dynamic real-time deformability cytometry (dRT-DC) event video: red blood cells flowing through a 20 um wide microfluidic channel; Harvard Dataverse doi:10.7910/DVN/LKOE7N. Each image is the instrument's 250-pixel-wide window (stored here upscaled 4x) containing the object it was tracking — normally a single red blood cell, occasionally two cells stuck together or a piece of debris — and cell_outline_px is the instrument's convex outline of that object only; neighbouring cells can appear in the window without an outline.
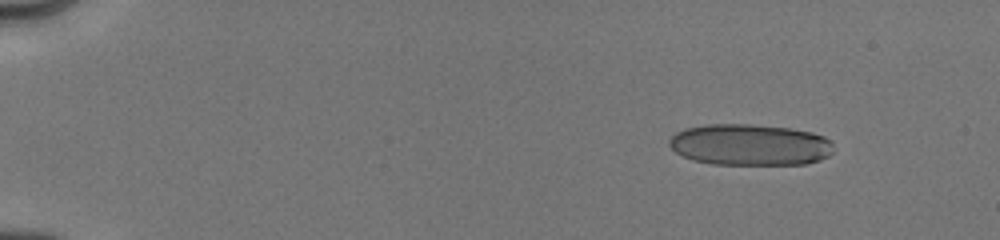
{"species": "human", "species_latin": "Homo sapiens", "temperature_condition": "cold", "stored_images_in_passage": 7, "camera_frame_rate_fps": 3000, "um_per_image_px": 0.085, "donor": {"sex": "male"}, "frame": {"image": 1, "passage_image": 1, "time_ms": 0.0, "image_size_px": [1000, 240], "cell_outline_px": [[832, 152], [828, 156], [820, 160], [808, 164], [712, 164], [692, 160], [676, 152], [668, 144], [668, 140], [676, 132], [684, 128], [704, 124], [752, 124], [792, 128], [812, 132], [824, 136], [832, 144]], "centroid_in_image_um": [63.73, 12.3], "position_along_channel_um": 21.3, "area_um2": 39.88}}
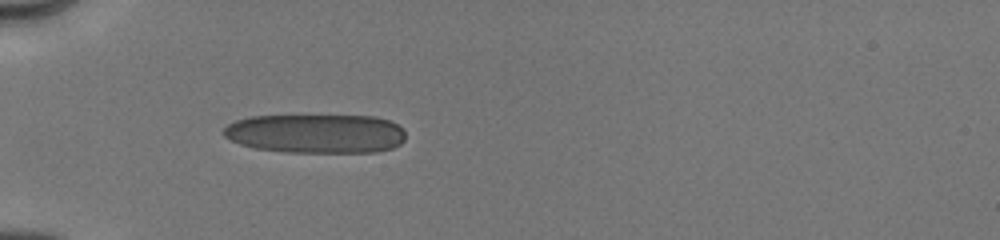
{"frame": {"image": 2, "passage_image": 5, "time_ms": 3.667, "image_size_px": [1000, 240], "cell_outline_px": [[404, 140], [400, 144], [392, 148], [376, 152], [288, 152], [256, 148], [240, 144], [224, 136], [220, 132], [228, 124], [236, 120], [248, 116], [376, 116], [388, 120], [404, 128]], "centroid_in_image_um": [26.85, 11.35], "position_along_channel_um": 58.1, "area_um2": 41.62}}
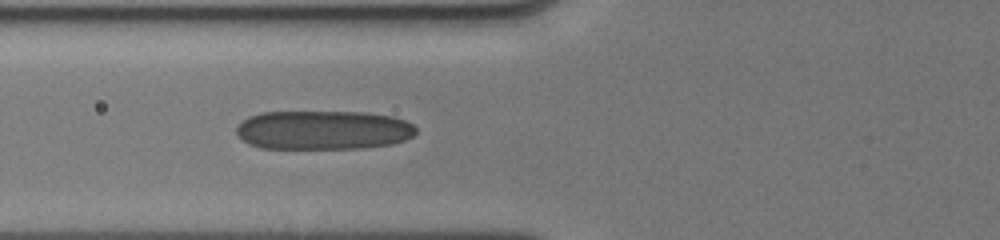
{"frame": {"image": 3, "passage_image": 7, "time_ms": 5.0, "image_size_px": [1000, 240], "cell_outline_px": [[416, 132], [412, 136], [404, 140], [392, 144], [364, 148], [260, 148], [248, 144], [236, 132], [236, 128], [248, 116], [260, 112], [364, 112], [392, 116], [404, 120], [412, 124], [416, 128]], "centroid_in_image_um": [27.47, 11.05], "position_along_channel_um": 98.3, "area_um2": 40.92}}